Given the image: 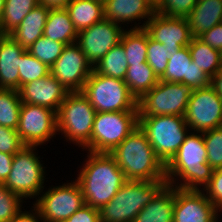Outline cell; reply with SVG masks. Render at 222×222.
<instances>
[{"mask_svg": "<svg viewBox=\"0 0 222 222\" xmlns=\"http://www.w3.org/2000/svg\"><path fill=\"white\" fill-rule=\"evenodd\" d=\"M207 162L214 169H222V126L202 132Z\"/></svg>", "mask_w": 222, "mask_h": 222, "instance_id": "35", "label": "cell"}, {"mask_svg": "<svg viewBox=\"0 0 222 222\" xmlns=\"http://www.w3.org/2000/svg\"><path fill=\"white\" fill-rule=\"evenodd\" d=\"M38 210L42 222H65L85 205L78 181H66L42 191L32 203Z\"/></svg>", "mask_w": 222, "mask_h": 222, "instance_id": "11", "label": "cell"}, {"mask_svg": "<svg viewBox=\"0 0 222 222\" xmlns=\"http://www.w3.org/2000/svg\"><path fill=\"white\" fill-rule=\"evenodd\" d=\"M23 210L21 209L10 222H42L39 212L34 205L28 211Z\"/></svg>", "mask_w": 222, "mask_h": 222, "instance_id": "43", "label": "cell"}, {"mask_svg": "<svg viewBox=\"0 0 222 222\" xmlns=\"http://www.w3.org/2000/svg\"><path fill=\"white\" fill-rule=\"evenodd\" d=\"M203 191L212 204L222 212V169L213 171L211 180Z\"/></svg>", "mask_w": 222, "mask_h": 222, "instance_id": "40", "label": "cell"}, {"mask_svg": "<svg viewBox=\"0 0 222 222\" xmlns=\"http://www.w3.org/2000/svg\"><path fill=\"white\" fill-rule=\"evenodd\" d=\"M120 42L124 47L128 66L147 62L148 33L144 29H126Z\"/></svg>", "mask_w": 222, "mask_h": 222, "instance_id": "31", "label": "cell"}, {"mask_svg": "<svg viewBox=\"0 0 222 222\" xmlns=\"http://www.w3.org/2000/svg\"><path fill=\"white\" fill-rule=\"evenodd\" d=\"M37 148L38 146L26 145L14 154L12 169L3 183L23 201L33 198L36 200L45 187L47 167L42 163L43 158L36 153Z\"/></svg>", "mask_w": 222, "mask_h": 222, "instance_id": "7", "label": "cell"}, {"mask_svg": "<svg viewBox=\"0 0 222 222\" xmlns=\"http://www.w3.org/2000/svg\"><path fill=\"white\" fill-rule=\"evenodd\" d=\"M18 92L23 103L46 107L56 113L69 93L51 73L22 85Z\"/></svg>", "mask_w": 222, "mask_h": 222, "instance_id": "19", "label": "cell"}, {"mask_svg": "<svg viewBox=\"0 0 222 222\" xmlns=\"http://www.w3.org/2000/svg\"><path fill=\"white\" fill-rule=\"evenodd\" d=\"M25 51L9 34L0 35V89L19 90L18 68Z\"/></svg>", "mask_w": 222, "mask_h": 222, "instance_id": "21", "label": "cell"}, {"mask_svg": "<svg viewBox=\"0 0 222 222\" xmlns=\"http://www.w3.org/2000/svg\"><path fill=\"white\" fill-rule=\"evenodd\" d=\"M197 2V0H162V4L155 11L165 16L186 17Z\"/></svg>", "mask_w": 222, "mask_h": 222, "instance_id": "38", "label": "cell"}, {"mask_svg": "<svg viewBox=\"0 0 222 222\" xmlns=\"http://www.w3.org/2000/svg\"><path fill=\"white\" fill-rule=\"evenodd\" d=\"M126 28L103 19L78 33L76 43L94 67L108 51L120 43Z\"/></svg>", "mask_w": 222, "mask_h": 222, "instance_id": "15", "label": "cell"}, {"mask_svg": "<svg viewBox=\"0 0 222 222\" xmlns=\"http://www.w3.org/2000/svg\"><path fill=\"white\" fill-rule=\"evenodd\" d=\"M138 127V111L96 112L90 142L82 151L111 153Z\"/></svg>", "mask_w": 222, "mask_h": 222, "instance_id": "9", "label": "cell"}, {"mask_svg": "<svg viewBox=\"0 0 222 222\" xmlns=\"http://www.w3.org/2000/svg\"><path fill=\"white\" fill-rule=\"evenodd\" d=\"M38 4H40L39 0H4L0 19V34L12 32Z\"/></svg>", "mask_w": 222, "mask_h": 222, "instance_id": "29", "label": "cell"}, {"mask_svg": "<svg viewBox=\"0 0 222 222\" xmlns=\"http://www.w3.org/2000/svg\"><path fill=\"white\" fill-rule=\"evenodd\" d=\"M155 13L156 11L146 0H107L104 3V19L127 29L130 23L135 24L131 25L132 29H144L147 21ZM136 20L140 22L137 23Z\"/></svg>", "mask_w": 222, "mask_h": 222, "instance_id": "20", "label": "cell"}, {"mask_svg": "<svg viewBox=\"0 0 222 222\" xmlns=\"http://www.w3.org/2000/svg\"><path fill=\"white\" fill-rule=\"evenodd\" d=\"M219 213L203 190L175 187L173 222H219Z\"/></svg>", "mask_w": 222, "mask_h": 222, "instance_id": "17", "label": "cell"}, {"mask_svg": "<svg viewBox=\"0 0 222 222\" xmlns=\"http://www.w3.org/2000/svg\"><path fill=\"white\" fill-rule=\"evenodd\" d=\"M24 202L26 203L0 183V222H10L25 207Z\"/></svg>", "mask_w": 222, "mask_h": 222, "instance_id": "37", "label": "cell"}, {"mask_svg": "<svg viewBox=\"0 0 222 222\" xmlns=\"http://www.w3.org/2000/svg\"><path fill=\"white\" fill-rule=\"evenodd\" d=\"M211 86L215 89L216 94L222 100V71L211 78Z\"/></svg>", "mask_w": 222, "mask_h": 222, "instance_id": "46", "label": "cell"}, {"mask_svg": "<svg viewBox=\"0 0 222 222\" xmlns=\"http://www.w3.org/2000/svg\"><path fill=\"white\" fill-rule=\"evenodd\" d=\"M144 30L151 39L164 44L172 55L188 46L193 38L186 17L165 16L159 12L147 21Z\"/></svg>", "mask_w": 222, "mask_h": 222, "instance_id": "16", "label": "cell"}, {"mask_svg": "<svg viewBox=\"0 0 222 222\" xmlns=\"http://www.w3.org/2000/svg\"><path fill=\"white\" fill-rule=\"evenodd\" d=\"M87 153L76 180L85 204L100 210L128 180L110 153Z\"/></svg>", "mask_w": 222, "mask_h": 222, "instance_id": "1", "label": "cell"}, {"mask_svg": "<svg viewBox=\"0 0 222 222\" xmlns=\"http://www.w3.org/2000/svg\"><path fill=\"white\" fill-rule=\"evenodd\" d=\"M24 146V142L19 137L17 130L0 125V152L14 155Z\"/></svg>", "mask_w": 222, "mask_h": 222, "instance_id": "39", "label": "cell"}, {"mask_svg": "<svg viewBox=\"0 0 222 222\" xmlns=\"http://www.w3.org/2000/svg\"><path fill=\"white\" fill-rule=\"evenodd\" d=\"M19 92L12 89H0V125L17 130L21 108Z\"/></svg>", "mask_w": 222, "mask_h": 222, "instance_id": "32", "label": "cell"}, {"mask_svg": "<svg viewBox=\"0 0 222 222\" xmlns=\"http://www.w3.org/2000/svg\"><path fill=\"white\" fill-rule=\"evenodd\" d=\"M127 180H166L165 165L138 126L110 153Z\"/></svg>", "mask_w": 222, "mask_h": 222, "instance_id": "3", "label": "cell"}, {"mask_svg": "<svg viewBox=\"0 0 222 222\" xmlns=\"http://www.w3.org/2000/svg\"><path fill=\"white\" fill-rule=\"evenodd\" d=\"M13 156L14 155L0 152V183L1 184H3L6 181L12 169Z\"/></svg>", "mask_w": 222, "mask_h": 222, "instance_id": "44", "label": "cell"}, {"mask_svg": "<svg viewBox=\"0 0 222 222\" xmlns=\"http://www.w3.org/2000/svg\"><path fill=\"white\" fill-rule=\"evenodd\" d=\"M72 0H39V3L48 8H66Z\"/></svg>", "mask_w": 222, "mask_h": 222, "instance_id": "45", "label": "cell"}, {"mask_svg": "<svg viewBox=\"0 0 222 222\" xmlns=\"http://www.w3.org/2000/svg\"><path fill=\"white\" fill-rule=\"evenodd\" d=\"M162 81L184 83L193 89L211 85V78L192 61L188 46L181 47L171 55Z\"/></svg>", "mask_w": 222, "mask_h": 222, "instance_id": "18", "label": "cell"}, {"mask_svg": "<svg viewBox=\"0 0 222 222\" xmlns=\"http://www.w3.org/2000/svg\"><path fill=\"white\" fill-rule=\"evenodd\" d=\"M159 80L149 64L144 62L128 66L124 82L138 100L144 93L150 91Z\"/></svg>", "mask_w": 222, "mask_h": 222, "instance_id": "28", "label": "cell"}, {"mask_svg": "<svg viewBox=\"0 0 222 222\" xmlns=\"http://www.w3.org/2000/svg\"><path fill=\"white\" fill-rule=\"evenodd\" d=\"M51 75L69 92H81L93 66L75 42L66 45L60 57L50 68Z\"/></svg>", "mask_w": 222, "mask_h": 222, "instance_id": "14", "label": "cell"}, {"mask_svg": "<svg viewBox=\"0 0 222 222\" xmlns=\"http://www.w3.org/2000/svg\"><path fill=\"white\" fill-rule=\"evenodd\" d=\"M96 1H100L104 4L107 0H96Z\"/></svg>", "mask_w": 222, "mask_h": 222, "instance_id": "49", "label": "cell"}, {"mask_svg": "<svg viewBox=\"0 0 222 222\" xmlns=\"http://www.w3.org/2000/svg\"><path fill=\"white\" fill-rule=\"evenodd\" d=\"M138 126L164 165L176 154L190 132L184 116H138Z\"/></svg>", "mask_w": 222, "mask_h": 222, "instance_id": "6", "label": "cell"}, {"mask_svg": "<svg viewBox=\"0 0 222 222\" xmlns=\"http://www.w3.org/2000/svg\"><path fill=\"white\" fill-rule=\"evenodd\" d=\"M128 62L122 43L112 47L93 67V70L104 76L124 80L127 73Z\"/></svg>", "mask_w": 222, "mask_h": 222, "instance_id": "30", "label": "cell"}, {"mask_svg": "<svg viewBox=\"0 0 222 222\" xmlns=\"http://www.w3.org/2000/svg\"><path fill=\"white\" fill-rule=\"evenodd\" d=\"M198 38L210 47L222 52V22L202 33Z\"/></svg>", "mask_w": 222, "mask_h": 222, "instance_id": "41", "label": "cell"}, {"mask_svg": "<svg viewBox=\"0 0 222 222\" xmlns=\"http://www.w3.org/2000/svg\"><path fill=\"white\" fill-rule=\"evenodd\" d=\"M95 115L82 92H69L56 113L58 135L83 149L91 140Z\"/></svg>", "mask_w": 222, "mask_h": 222, "instance_id": "5", "label": "cell"}, {"mask_svg": "<svg viewBox=\"0 0 222 222\" xmlns=\"http://www.w3.org/2000/svg\"><path fill=\"white\" fill-rule=\"evenodd\" d=\"M213 171L207 162L202 132L190 131L165 165L167 184L185 190H203L209 184Z\"/></svg>", "mask_w": 222, "mask_h": 222, "instance_id": "2", "label": "cell"}, {"mask_svg": "<svg viewBox=\"0 0 222 222\" xmlns=\"http://www.w3.org/2000/svg\"><path fill=\"white\" fill-rule=\"evenodd\" d=\"M175 187L166 185L145 205L133 222H173Z\"/></svg>", "mask_w": 222, "mask_h": 222, "instance_id": "24", "label": "cell"}, {"mask_svg": "<svg viewBox=\"0 0 222 222\" xmlns=\"http://www.w3.org/2000/svg\"><path fill=\"white\" fill-rule=\"evenodd\" d=\"M184 117L192 132L222 126V100L211 85L193 90Z\"/></svg>", "mask_w": 222, "mask_h": 222, "instance_id": "13", "label": "cell"}, {"mask_svg": "<svg viewBox=\"0 0 222 222\" xmlns=\"http://www.w3.org/2000/svg\"><path fill=\"white\" fill-rule=\"evenodd\" d=\"M65 46L66 44L51 40L43 35L34 42L27 51L40 62L51 68L62 54Z\"/></svg>", "mask_w": 222, "mask_h": 222, "instance_id": "33", "label": "cell"}, {"mask_svg": "<svg viewBox=\"0 0 222 222\" xmlns=\"http://www.w3.org/2000/svg\"><path fill=\"white\" fill-rule=\"evenodd\" d=\"M171 55L172 53L168 52L164 44L156 42L148 35L147 63L159 79L164 75Z\"/></svg>", "mask_w": 222, "mask_h": 222, "instance_id": "36", "label": "cell"}, {"mask_svg": "<svg viewBox=\"0 0 222 222\" xmlns=\"http://www.w3.org/2000/svg\"><path fill=\"white\" fill-rule=\"evenodd\" d=\"M150 6L156 10L161 4H162V0H146Z\"/></svg>", "mask_w": 222, "mask_h": 222, "instance_id": "47", "label": "cell"}, {"mask_svg": "<svg viewBox=\"0 0 222 222\" xmlns=\"http://www.w3.org/2000/svg\"><path fill=\"white\" fill-rule=\"evenodd\" d=\"M65 222H100L99 210L85 204Z\"/></svg>", "mask_w": 222, "mask_h": 222, "instance_id": "42", "label": "cell"}, {"mask_svg": "<svg viewBox=\"0 0 222 222\" xmlns=\"http://www.w3.org/2000/svg\"><path fill=\"white\" fill-rule=\"evenodd\" d=\"M17 133L25 145L42 146L55 139L56 112L42 106L21 103Z\"/></svg>", "mask_w": 222, "mask_h": 222, "instance_id": "12", "label": "cell"}, {"mask_svg": "<svg viewBox=\"0 0 222 222\" xmlns=\"http://www.w3.org/2000/svg\"><path fill=\"white\" fill-rule=\"evenodd\" d=\"M43 35L66 45L77 41L78 32L75 30L66 8H50Z\"/></svg>", "mask_w": 222, "mask_h": 222, "instance_id": "25", "label": "cell"}, {"mask_svg": "<svg viewBox=\"0 0 222 222\" xmlns=\"http://www.w3.org/2000/svg\"><path fill=\"white\" fill-rule=\"evenodd\" d=\"M66 10L78 33L104 19V4L96 0H72Z\"/></svg>", "mask_w": 222, "mask_h": 222, "instance_id": "26", "label": "cell"}, {"mask_svg": "<svg viewBox=\"0 0 222 222\" xmlns=\"http://www.w3.org/2000/svg\"><path fill=\"white\" fill-rule=\"evenodd\" d=\"M166 185L167 180H128L110 202L99 210L100 222H133L145 205Z\"/></svg>", "mask_w": 222, "mask_h": 222, "instance_id": "4", "label": "cell"}, {"mask_svg": "<svg viewBox=\"0 0 222 222\" xmlns=\"http://www.w3.org/2000/svg\"><path fill=\"white\" fill-rule=\"evenodd\" d=\"M19 88L30 82L36 81L50 74L51 69L32 56L27 50L20 56Z\"/></svg>", "mask_w": 222, "mask_h": 222, "instance_id": "34", "label": "cell"}, {"mask_svg": "<svg viewBox=\"0 0 222 222\" xmlns=\"http://www.w3.org/2000/svg\"><path fill=\"white\" fill-rule=\"evenodd\" d=\"M193 37H199L222 22V0L198 1L186 16Z\"/></svg>", "mask_w": 222, "mask_h": 222, "instance_id": "23", "label": "cell"}, {"mask_svg": "<svg viewBox=\"0 0 222 222\" xmlns=\"http://www.w3.org/2000/svg\"><path fill=\"white\" fill-rule=\"evenodd\" d=\"M50 8L42 4L34 7L9 35L26 50L44 33V27Z\"/></svg>", "mask_w": 222, "mask_h": 222, "instance_id": "22", "label": "cell"}, {"mask_svg": "<svg viewBox=\"0 0 222 222\" xmlns=\"http://www.w3.org/2000/svg\"><path fill=\"white\" fill-rule=\"evenodd\" d=\"M188 47L192 61L210 78L222 71V52L210 47L198 37H193Z\"/></svg>", "mask_w": 222, "mask_h": 222, "instance_id": "27", "label": "cell"}, {"mask_svg": "<svg viewBox=\"0 0 222 222\" xmlns=\"http://www.w3.org/2000/svg\"><path fill=\"white\" fill-rule=\"evenodd\" d=\"M3 7H4V0H0V19H1V16H2Z\"/></svg>", "mask_w": 222, "mask_h": 222, "instance_id": "48", "label": "cell"}, {"mask_svg": "<svg viewBox=\"0 0 222 222\" xmlns=\"http://www.w3.org/2000/svg\"><path fill=\"white\" fill-rule=\"evenodd\" d=\"M193 90L184 83L159 80L137 100L138 116H184Z\"/></svg>", "mask_w": 222, "mask_h": 222, "instance_id": "10", "label": "cell"}, {"mask_svg": "<svg viewBox=\"0 0 222 222\" xmlns=\"http://www.w3.org/2000/svg\"><path fill=\"white\" fill-rule=\"evenodd\" d=\"M96 112L138 111L137 99L124 80L91 72L81 91Z\"/></svg>", "mask_w": 222, "mask_h": 222, "instance_id": "8", "label": "cell"}]
</instances>
